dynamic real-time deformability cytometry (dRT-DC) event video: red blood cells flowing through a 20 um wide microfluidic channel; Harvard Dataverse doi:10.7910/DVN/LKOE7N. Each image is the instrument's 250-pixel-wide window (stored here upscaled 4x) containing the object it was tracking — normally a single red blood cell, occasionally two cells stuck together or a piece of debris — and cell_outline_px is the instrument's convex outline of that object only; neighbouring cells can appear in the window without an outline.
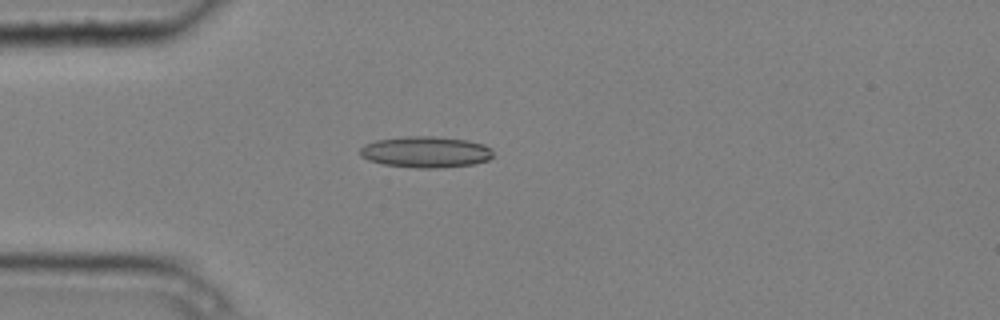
{"species": "common noctule bat (a hibernating species)", "species_latin": "Nyctalus noctula", "temperature_condition": "cold", "stored_images_in_passage": 4, "camera_frame_rate_fps": 3000, "um_per_image_px": 0.085, "animal": {"sex": "male", "body_mass_g": 20.4}, "frame": {"image": 1, "passage_image": 3, "time_ms": 0.667, "image_size_px": [1000, 320], "cell_outline_px": [[492, 156], [488, 160], [472, 164], [444, 168], [416, 168], [384, 164], [368, 160], [360, 156], [360, 148], [364, 144], [376, 140], [408, 136], [432, 136], [468, 140], [484, 144], [492, 148]], "centroid_in_image_um": [36.19, 12.92], "position_along_channel_um": 48.8, "area_um2": 24.33}}